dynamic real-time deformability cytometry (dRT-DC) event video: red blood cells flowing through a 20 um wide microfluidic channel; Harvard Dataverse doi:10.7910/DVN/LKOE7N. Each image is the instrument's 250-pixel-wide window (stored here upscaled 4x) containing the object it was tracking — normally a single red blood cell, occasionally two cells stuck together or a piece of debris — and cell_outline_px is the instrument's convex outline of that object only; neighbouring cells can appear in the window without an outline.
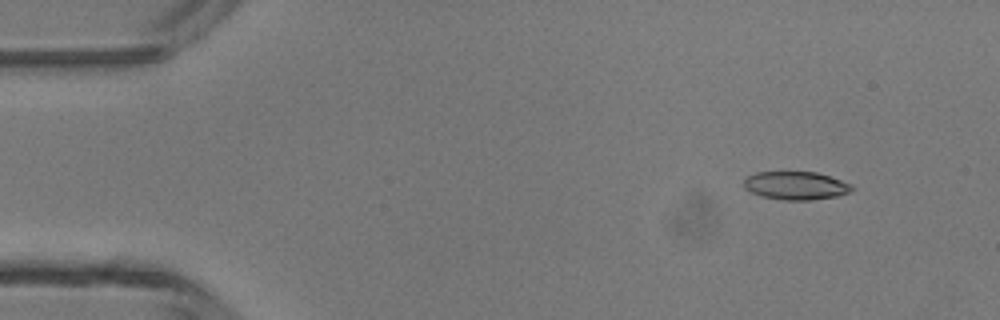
{"species": "common noctule bat (a hibernating species)", "species_latin": "Nyctalus noctula", "temperature_condition": "room temperature", "stored_images_in_passage": 47, "camera_frame_rate_fps": 3000, "um_per_image_px": 0.085, "animal": {"sex": "male", "body_mass_g": 13.3}, "frame": {"image": 1, "passage_image": 5, "time_ms": 1.333, "image_size_px": [1000, 320], "cell_outline_px": [[852, 188], [848, 192], [840, 196], [812, 200], [784, 200], [764, 196], [752, 192], [744, 188], [744, 180], [748, 176], [756, 172], [816, 172], [852, 184]], "centroid_in_image_um": [67.65, 15.78], "position_along_channel_um": 17.4, "area_um2": 17.57}}
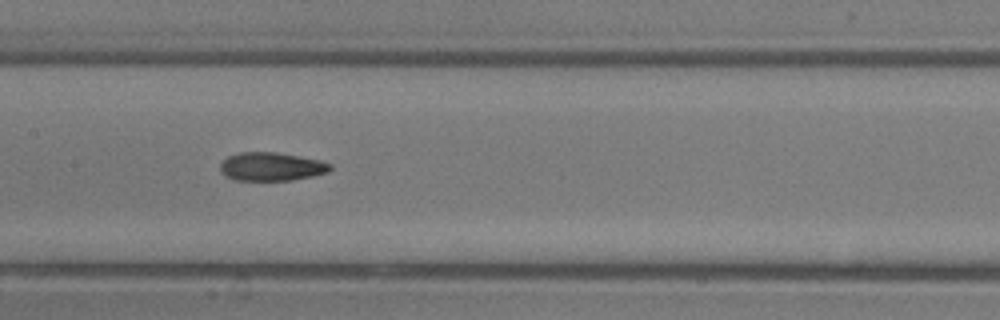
{"frame": {"image": 2, "passage_image": 23, "time_ms": 7.333, "image_size_px": [1000, 320], "cell_outline_px": [[332, 168], [328, 172], [312, 176], [292, 180], [232, 180], [220, 172], [220, 164], [228, 156], [240, 152], [276, 152], [320, 160], [332, 164]], "centroid_in_image_um": [23.06, 14.16], "position_along_channel_um": 184.3, "area_um2": 18.26}}
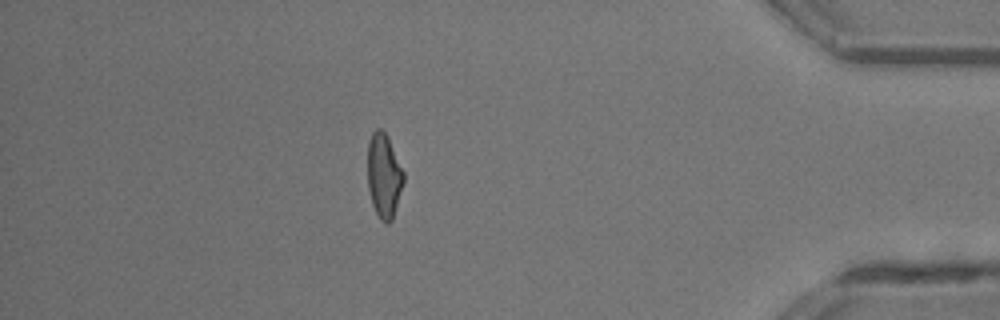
{"frame": {"image": 3, "passage_image": 41, "time_ms": 13.333, "image_size_px": [1000, 320], "cell_outline_px": [[404, 180], [392, 220], [388, 224], [384, 224], [380, 220], [372, 204], [368, 188], [368, 144], [372, 132], [376, 128], [380, 128], [384, 132], [404, 172]], "centroid_in_image_um": [32.62, 14.97], "position_along_channel_um": 402.6, "area_um2": 17.4}, "authors_computed_cell_mechanics": {"area_um2": 18.0336, "velocity_mm_per_s": 4.4081, "shape_relaxation_time_tau1_ms": null, "shape_relaxation_time_tau2_ms": 2.3812, "deformation_change_tau1": null, "deformation_change_tau2": 0.1009}}